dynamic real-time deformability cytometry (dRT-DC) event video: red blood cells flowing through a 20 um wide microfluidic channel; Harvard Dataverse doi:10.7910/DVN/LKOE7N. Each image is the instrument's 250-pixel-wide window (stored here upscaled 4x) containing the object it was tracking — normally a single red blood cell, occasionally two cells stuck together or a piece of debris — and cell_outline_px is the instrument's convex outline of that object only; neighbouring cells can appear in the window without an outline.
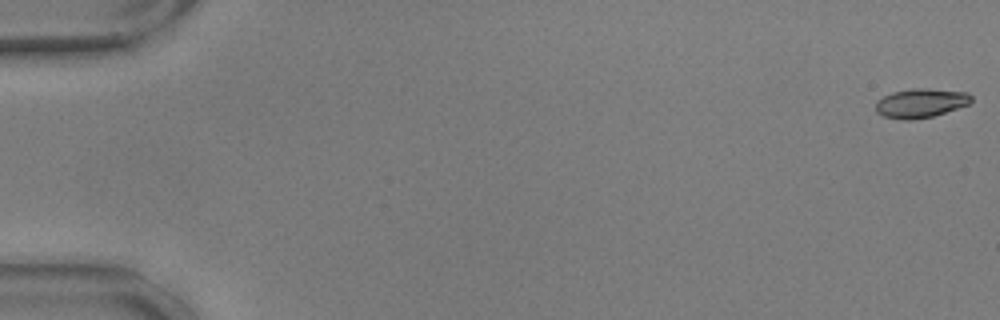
{"species": "common noctule bat (a hibernating species)", "species_latin": "Nyctalus noctula", "temperature_condition": "warm", "stored_images_in_passage": 57, "camera_frame_rate_fps": 3000, "um_per_image_px": 0.085, "animal": {"sex": "male", "body_mass_g": 17.9, "forearm_length_mm": 54.2}, "frame": {"image": 1, "passage_image": 1, "time_ms": 0.0, "image_size_px": [1000, 320], "cell_outline_px": [[972, 100], [968, 104], [932, 116], [912, 120], [900, 120], [884, 116], [876, 112], [876, 100], [892, 92], [912, 88], [928, 88], [968, 92], [972, 96]], "centroid_in_image_um": [78.24, 8.75], "position_along_channel_um": 6.8, "area_um2": 16.24}}
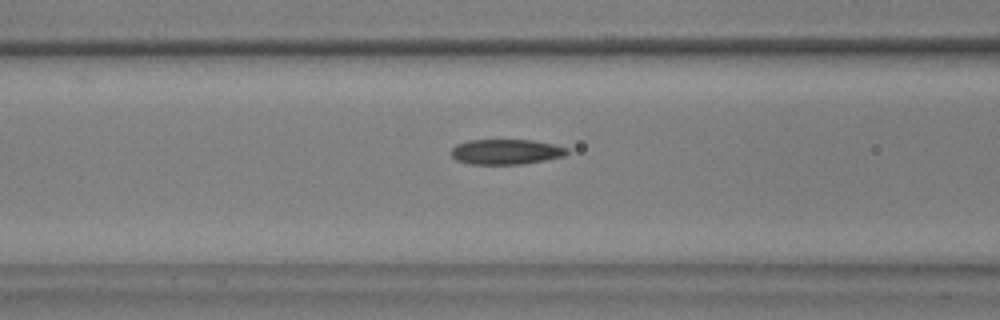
{"frame": {"image": 2, "passage_image": 24, "time_ms": 7.667, "image_size_px": [1000, 320], "cell_outline_px": [[568, 152], [564, 156], [544, 160], [520, 164], [472, 164], [456, 160], [452, 156], [452, 148], [456, 144], [468, 140], [532, 140], [552, 144], [568, 148]], "centroid_in_image_um": [43.0, 12.9], "position_along_channel_um": 123.6, "area_um2": 16.88}}
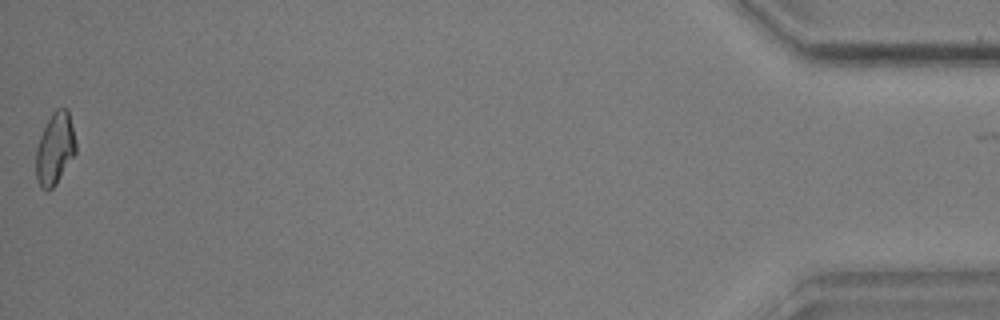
{"frame": {"image": 3, "passage_image": 57, "time_ms": 18.667, "image_size_px": [1000, 320], "cell_outline_px": [[76, 152], [56, 184], [48, 192], [40, 188], [36, 180], [36, 148], [40, 136], [52, 112], [56, 108], [68, 108], [76, 140]], "centroid_in_image_um": [4.67, 12.65], "position_along_channel_um": 430.5, "area_um2": 16.88}, "authors_computed_cell_mechanics": {"area_um2": 16.8776, "velocity_mm_per_s": 3.6066, "shape_relaxation_time_tau1_ms": 8.7705, "shape_relaxation_time_tau2_ms": 2.2267, "deformation_change_tau1": 0.2348, "deformation_change_tau2": 0.0749}}